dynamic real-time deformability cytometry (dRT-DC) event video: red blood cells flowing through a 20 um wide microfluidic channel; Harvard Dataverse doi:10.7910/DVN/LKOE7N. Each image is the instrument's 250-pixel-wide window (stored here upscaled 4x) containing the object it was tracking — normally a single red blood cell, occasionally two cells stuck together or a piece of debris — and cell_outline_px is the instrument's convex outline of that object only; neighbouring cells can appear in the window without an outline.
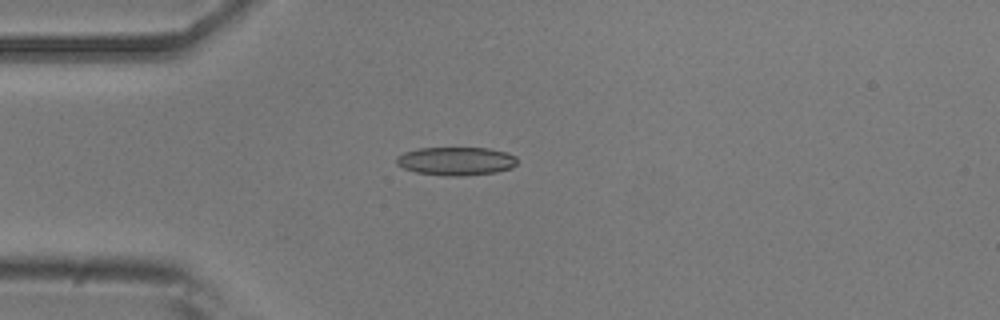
{"species": "common noctule bat (a hibernating species)", "species_latin": "Nyctalus noctula", "temperature_condition": "room temperature", "stored_images_in_passage": 5, "camera_frame_rate_fps": 3000, "um_per_image_px": 0.085, "animal": {"sex": "male", "body_mass_g": 20.5, "forearm_length_mm": 52.5}, "frame": {"image": 1, "passage_image": 4, "time_ms": 1.0, "image_size_px": [1000, 320], "cell_outline_px": [[516, 164], [512, 168], [496, 172], [468, 176], [444, 176], [416, 172], [404, 168], [396, 164], [396, 156], [404, 152], [416, 148], [488, 148], [508, 152], [516, 156]], "centroid_in_image_um": [38.77, 13.7], "position_along_channel_um": 46.2, "area_um2": 20.23}}